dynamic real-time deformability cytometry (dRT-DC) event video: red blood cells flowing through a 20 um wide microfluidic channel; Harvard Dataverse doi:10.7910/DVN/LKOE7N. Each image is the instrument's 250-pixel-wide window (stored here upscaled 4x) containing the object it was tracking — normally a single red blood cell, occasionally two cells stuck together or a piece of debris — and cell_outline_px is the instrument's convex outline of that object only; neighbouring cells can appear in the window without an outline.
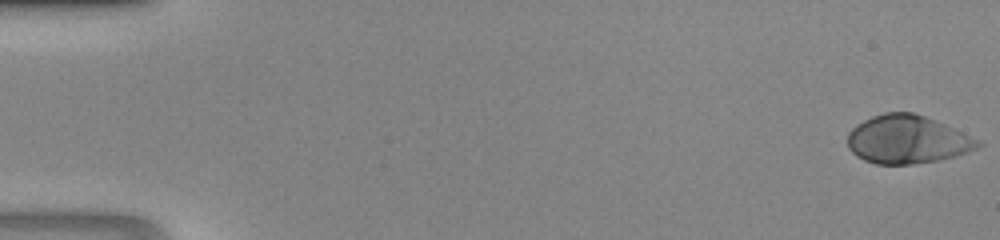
{"species": "human", "species_latin": "Homo sapiens", "temperature_condition": "room temperature", "stored_images_in_passage": 47, "camera_frame_rate_fps": 3000, "um_per_image_px": 0.085, "donor": {"sex": "male"}, "frame": {"image": 1, "passage_image": 1, "time_ms": 0.0, "image_size_px": [1000, 240], "cell_outline_px": [[984, 144], [968, 152], [936, 160], [912, 164], [876, 164], [864, 160], [856, 156], [848, 148], [848, 132], [856, 124], [872, 116], [884, 112], [912, 112], [924, 116], [944, 124]], "centroid_in_image_um": [77.04, 11.86], "position_along_channel_um": 8.0, "area_um2": 36.13}}
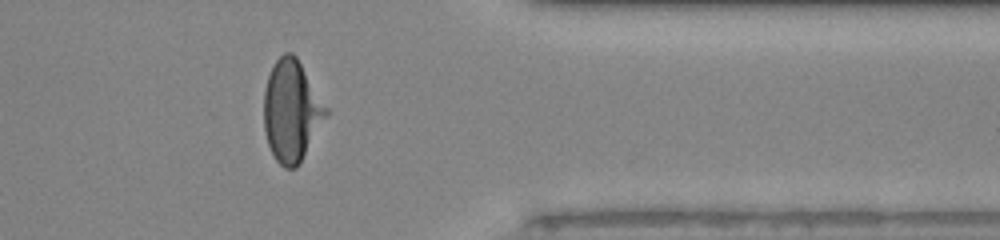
{"frame": {"image": 2, "passage_image": 39, "time_ms": 12.667, "image_size_px": [1000, 240], "cell_outline_px": [[328, 112], [300, 164], [296, 168], [284, 168], [276, 160], [268, 144], [264, 128], [264, 88], [268, 76], [276, 60], [284, 52], [292, 52], [296, 56], [328, 108]], "centroid_in_image_um": [24.76, 9.43], "position_along_channel_um": 386.6, "area_um2": 36.41}}
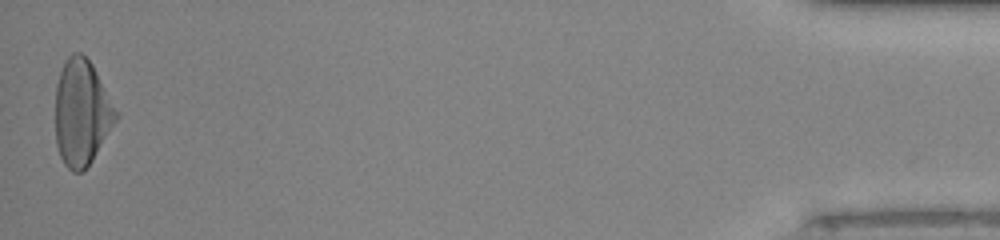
{"frame": {"image": 3, "passage_image": 47, "time_ms": 15.333, "image_size_px": [1000, 240], "cell_outline_px": [[120, 116], [92, 160], [80, 172], [72, 172], [64, 164], [60, 156], [56, 144], [56, 84], [64, 60], [72, 52], [80, 52], [92, 64], [120, 112]], "centroid_in_image_um": [6.97, 9.55], "position_along_channel_um": 428.2, "area_um2": 37.69}}